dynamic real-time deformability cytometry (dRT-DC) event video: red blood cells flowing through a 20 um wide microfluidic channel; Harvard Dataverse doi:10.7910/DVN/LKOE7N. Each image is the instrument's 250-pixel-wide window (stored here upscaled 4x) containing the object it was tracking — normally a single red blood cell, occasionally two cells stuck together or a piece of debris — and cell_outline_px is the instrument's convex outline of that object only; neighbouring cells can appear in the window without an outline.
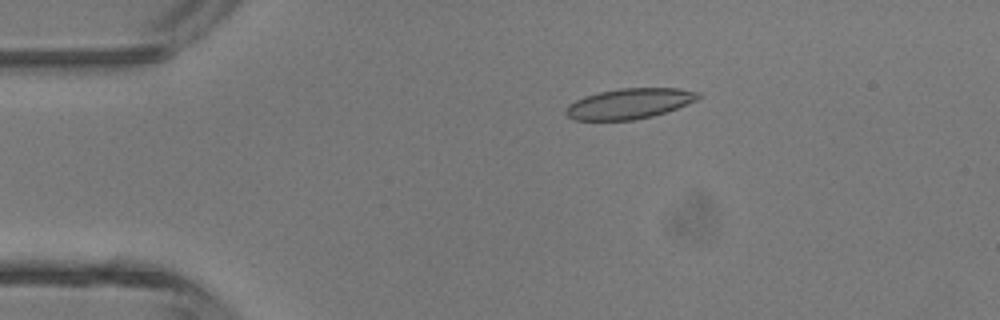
{"species": "common noctule bat (a hibernating species)", "species_latin": "Nyctalus noctula", "temperature_condition": "room temperature", "stored_images_in_passage": 4, "camera_frame_rate_fps": 3000, "um_per_image_px": 0.085, "animal": {"sex": "male", "body_mass_g": 13.3}, "frame": {"image": 1, "passage_image": 2, "time_ms": 0.333, "image_size_px": [1000, 320], "cell_outline_px": [[700, 96], [696, 100], [688, 104], [652, 116], [632, 120], [576, 120], [568, 116], [564, 112], [564, 108], [568, 104], [584, 96], [600, 92], [620, 88], [680, 88], [700, 92]], "centroid_in_image_um": [53.48, 8.8], "position_along_channel_um": 31.5, "area_um2": 23.41}}